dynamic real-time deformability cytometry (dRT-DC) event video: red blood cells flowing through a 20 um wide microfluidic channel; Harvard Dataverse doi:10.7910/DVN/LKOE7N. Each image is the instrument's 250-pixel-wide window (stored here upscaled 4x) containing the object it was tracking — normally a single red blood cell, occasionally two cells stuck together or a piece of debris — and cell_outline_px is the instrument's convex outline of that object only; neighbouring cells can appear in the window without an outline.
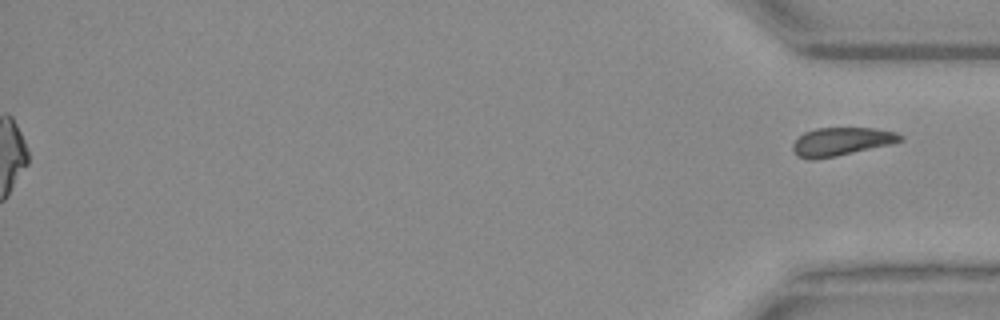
{"species": "Egyptian fruit bat (a non-hibernating species)", "species_latin": "Rousettus aegyptiacus", "temperature_condition": "warm", "stored_images_in_passage": 33, "segment_of_instrument_passage": [2, 2], "camera_frame_rate_fps": 3000, "um_per_image_px": 0.085, "animal": {"sex": "female"}, "frame": {"image": 1, "passage_image": 33, "time_ms": 10.667, "image_size_px": [1000, 320], "cell_outline_px": [[904, 140], [892, 144], [836, 156], [808, 160], [796, 156], [792, 148], [792, 144], [804, 132], [816, 128], [872, 128], [896, 132], [904, 136]], "centroid_in_image_um": [71.52, 12.03], "position_along_channel_um": 363.7, "area_um2": 17.74}}